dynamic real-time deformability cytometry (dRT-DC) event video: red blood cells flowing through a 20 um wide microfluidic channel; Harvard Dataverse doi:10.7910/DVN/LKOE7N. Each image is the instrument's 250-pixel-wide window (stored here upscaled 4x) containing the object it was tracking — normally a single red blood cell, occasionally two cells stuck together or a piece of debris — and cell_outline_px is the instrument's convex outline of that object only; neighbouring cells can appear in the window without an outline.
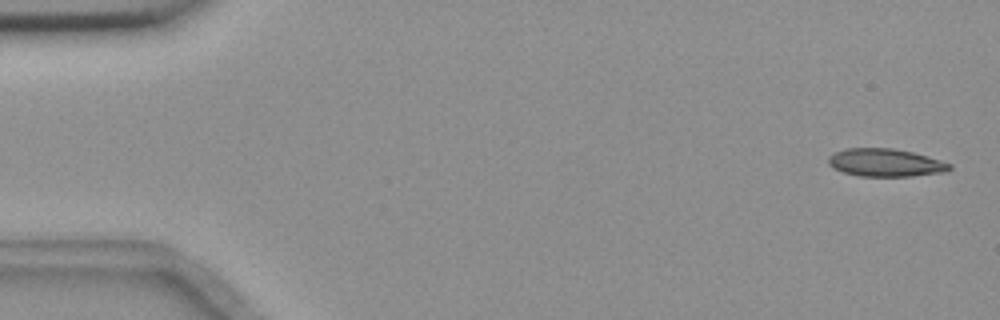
{"species": "common noctule bat (a hibernating species)", "species_latin": "Nyctalus noctula", "temperature_condition": "room temperature", "stored_images_in_passage": 5, "segment_of_instrument_passage": [2, 2], "camera_frame_rate_fps": 3000, "um_per_image_px": 0.085, "animal": {"sex": "female", "body_mass_g": 18.4}, "frame": {"image": 1, "passage_image": 5, "time_ms": 1.333, "image_size_px": [1000, 320], "cell_outline_px": [[952, 168], [944, 172], [912, 176], [860, 176], [844, 172], [832, 168], [828, 164], [828, 156], [844, 148], [892, 148], [912, 152], [952, 164]], "centroid_in_image_um": [75.23, 13.82], "position_along_channel_um": 9.8, "area_um2": 19.59}}